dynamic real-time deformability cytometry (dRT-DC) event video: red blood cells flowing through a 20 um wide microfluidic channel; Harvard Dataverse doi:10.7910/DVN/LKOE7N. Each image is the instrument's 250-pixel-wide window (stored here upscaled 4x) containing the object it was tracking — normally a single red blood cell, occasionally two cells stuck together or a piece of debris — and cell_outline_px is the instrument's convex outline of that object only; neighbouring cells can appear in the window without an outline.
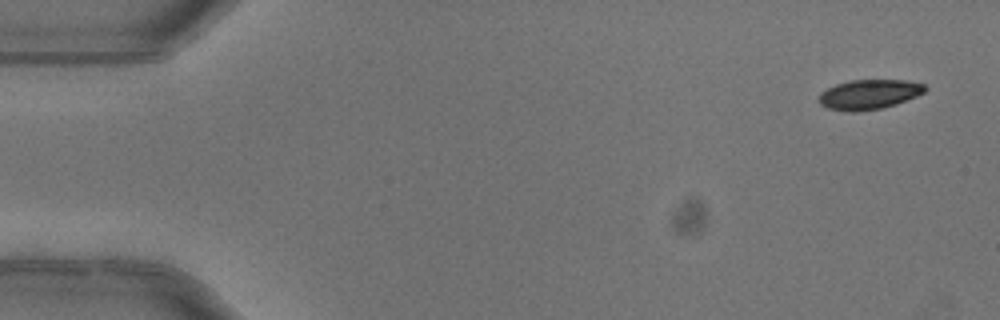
{"species": "common noctule bat (a hibernating species)", "species_latin": "Nyctalus noctula", "temperature_condition": "warm", "stored_images_in_passage": 7, "camera_frame_rate_fps": 3000, "um_per_image_px": 0.085, "animal": {"sex": "female"}, "frame": {"image": 1, "passage_image": 1, "time_ms": 0.0, "image_size_px": [1000, 320], "cell_outline_px": [[928, 88], [924, 92], [916, 96], [896, 104], [880, 108], [856, 112], [848, 112], [828, 108], [820, 104], [816, 100], [820, 92], [836, 84], [852, 80], [904, 80], [924, 84]], "centroid_in_image_um": [73.83, 8.03], "position_along_channel_um": 11.2, "area_um2": 18.44}}
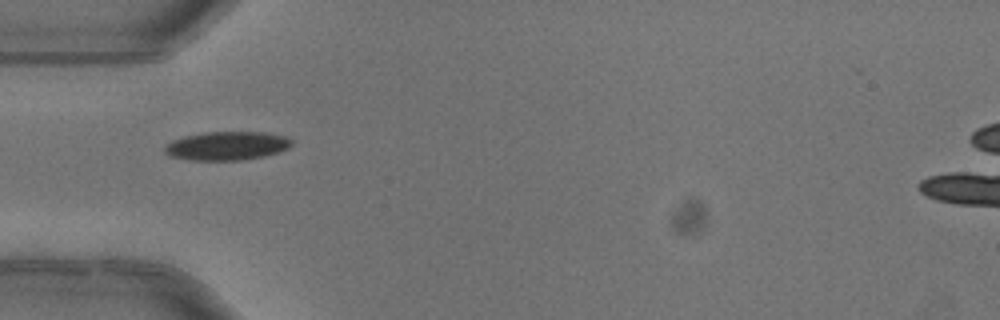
{"frame": {"image": 2, "passage_image": 5, "time_ms": 1.333, "image_size_px": [1000, 320], "cell_outline_px": [[292, 144], [288, 148], [264, 156], [240, 160], [192, 160], [168, 156], [164, 152], [164, 148], [172, 140], [184, 136], [204, 132], [268, 132], [288, 136], [292, 140]], "centroid_in_image_um": [19.29, 12.38], "position_along_channel_um": 65.7, "area_um2": 21.27}}